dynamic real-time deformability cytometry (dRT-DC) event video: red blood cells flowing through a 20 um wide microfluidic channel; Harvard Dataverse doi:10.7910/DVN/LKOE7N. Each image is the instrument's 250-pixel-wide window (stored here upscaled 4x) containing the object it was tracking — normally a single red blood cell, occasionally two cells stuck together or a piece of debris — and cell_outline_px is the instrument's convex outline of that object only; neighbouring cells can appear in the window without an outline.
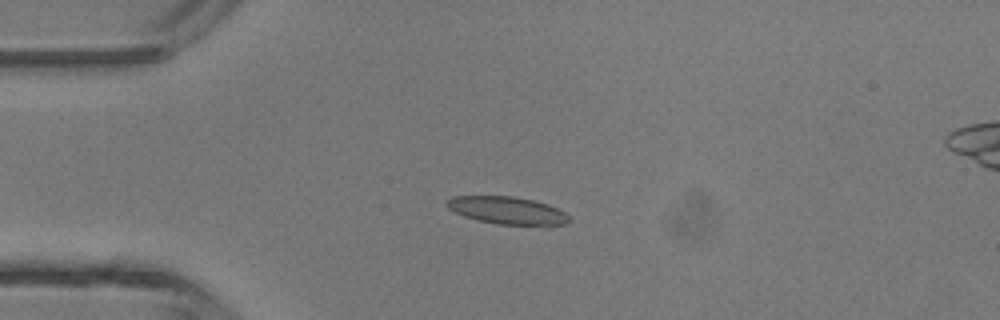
{"species": "common noctule bat (a hibernating species)", "species_latin": "Nyctalus noctula", "temperature_condition": "room temperature", "stored_images_in_passage": 4, "camera_frame_rate_fps": 3000, "um_per_image_px": 0.085, "animal": {"sex": "male", "body_mass_g": 13.3}, "frame": {"image": 1, "passage_image": 3, "time_ms": 2.333, "image_size_px": [1000, 320], "cell_outline_px": [[568, 220], [564, 224], [548, 228], [496, 224], [476, 220], [464, 216], [448, 208], [444, 204], [452, 196], [512, 196], [532, 200], [548, 204], [564, 212], [568, 216]], "centroid_in_image_um": [43.16, 17.93], "position_along_channel_um": 41.8, "area_um2": 20.17}}